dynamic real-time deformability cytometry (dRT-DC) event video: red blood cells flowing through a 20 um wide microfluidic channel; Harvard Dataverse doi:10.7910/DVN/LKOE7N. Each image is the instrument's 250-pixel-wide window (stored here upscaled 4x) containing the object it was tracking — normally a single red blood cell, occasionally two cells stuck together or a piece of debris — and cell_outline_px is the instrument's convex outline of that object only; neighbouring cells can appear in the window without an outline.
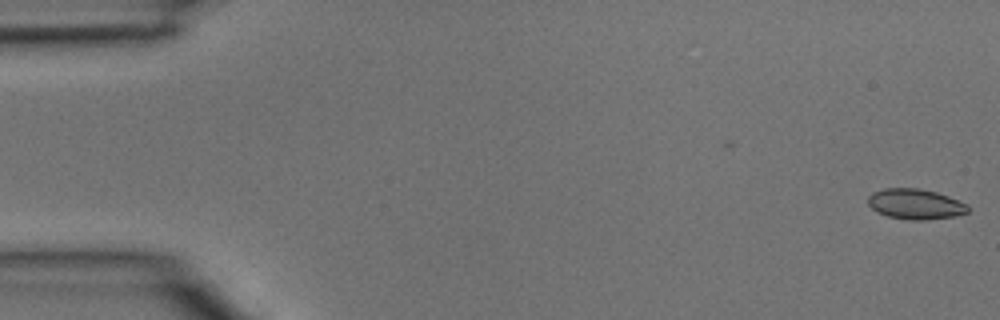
{"species": "common noctule bat (a hibernating species)", "species_latin": "Nyctalus noctula", "temperature_condition": "room temperature", "stored_images_in_passage": 5, "camera_frame_rate_fps": 3000, "um_per_image_px": 0.085, "animal": {"sex": "male", "body_mass_g": 15.6}, "frame": {"image": 1, "passage_image": 1, "time_ms": 0.0, "image_size_px": [1000, 320], "cell_outline_px": [[968, 212], [956, 216], [924, 220], [912, 220], [888, 216], [876, 212], [868, 204], [868, 196], [872, 192], [884, 188], [916, 188], [936, 192], [948, 196], [968, 204]], "centroid_in_image_um": [77.8, 17.34], "position_along_channel_um": 7.2, "area_um2": 17.69}}
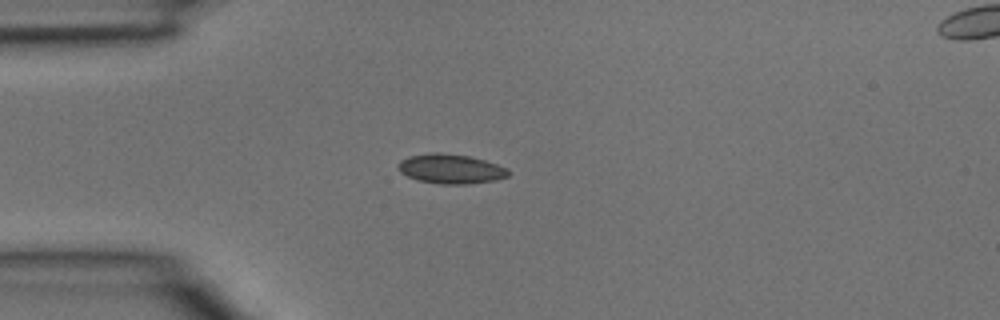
{"frame": {"image": 2, "passage_image": 4, "time_ms": 1.0, "image_size_px": [1000, 320], "cell_outline_px": [[508, 176], [496, 180], [468, 184], [440, 184], [416, 180], [400, 172], [400, 160], [408, 156], [432, 152], [436, 152], [468, 156], [484, 160], [508, 168]], "centroid_in_image_um": [38.31, 14.36], "position_along_channel_um": 46.7, "area_um2": 18.84}}